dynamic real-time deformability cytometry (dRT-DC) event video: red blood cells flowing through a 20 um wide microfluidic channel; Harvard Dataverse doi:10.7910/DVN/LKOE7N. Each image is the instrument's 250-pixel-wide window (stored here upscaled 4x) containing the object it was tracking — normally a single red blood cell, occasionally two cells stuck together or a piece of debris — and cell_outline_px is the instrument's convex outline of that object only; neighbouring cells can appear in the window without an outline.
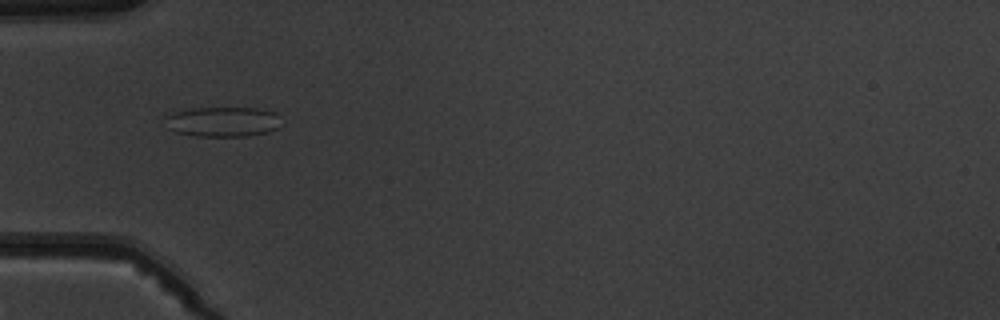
{"species": "common noctule bat (a hibernating species)", "species_latin": "Nyctalus noctula", "temperature_condition": "warm", "stored_images_in_passage": 9, "camera_frame_rate_fps": 3000, "um_per_image_px": 0.085, "animal": {"sex": "male", "body_mass_g": 19.5, "forearm_length_mm": 54.6}, "frame": {"image": 1, "passage_image": 6, "time_ms": 5.667, "image_size_px": [1000, 320], "cell_outline_px": [[284, 124], [268, 132], [248, 136], [196, 136], [176, 132], [168, 128], [164, 116], [172, 112], [192, 108], [256, 108], [276, 112], [280, 116]], "centroid_in_image_um": [18.97, 10.34], "position_along_channel_um": 66.0, "area_um2": 20.58}}
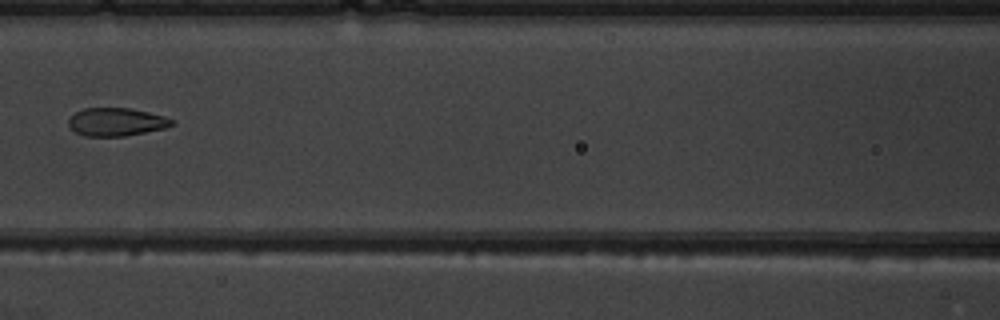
{"frame": {"image": 2, "passage_image": 8, "time_ms": 8.0, "image_size_px": [1000, 320], "cell_outline_px": [[176, 124], [164, 128], [124, 136], [84, 136], [76, 132], [68, 124], [68, 120], [76, 112], [84, 108], [128, 108], [148, 112], [164, 116], [176, 120]], "centroid_in_image_um": [9.92, 10.36], "position_along_channel_um": 156.7, "area_um2": 16.82}}
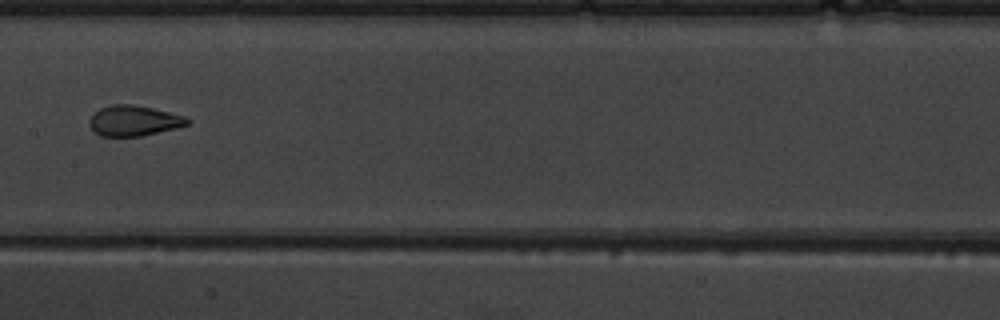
{"frame": {"image": 3, "passage_image": 9, "time_ms": 9.0, "image_size_px": [1000, 320], "cell_outline_px": [[192, 120], [188, 124], [176, 128], [140, 136], [100, 136], [88, 124], [88, 120], [100, 108], [112, 104], [132, 104], [152, 108], [184, 116]], "centroid_in_image_um": [11.37, 10.26], "position_along_channel_um": 196.0, "area_um2": 17.22}}